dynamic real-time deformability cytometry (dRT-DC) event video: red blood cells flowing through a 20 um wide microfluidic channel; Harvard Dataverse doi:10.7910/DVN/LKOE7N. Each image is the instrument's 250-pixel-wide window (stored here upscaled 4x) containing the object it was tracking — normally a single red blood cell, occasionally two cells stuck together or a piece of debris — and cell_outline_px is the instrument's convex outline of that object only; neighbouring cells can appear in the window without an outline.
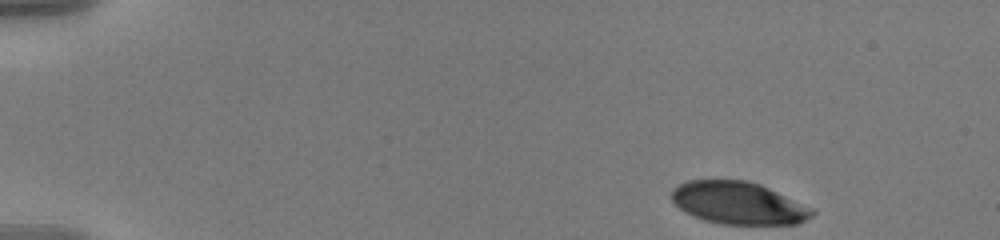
{"species": "human", "species_latin": "Homo sapiens", "temperature_condition": "warm", "stored_images_in_passage": 51, "camera_frame_rate_fps": 3000, "um_per_image_px": 0.085, "donor": {"sex": "male"}, "frame": {"image": 1, "passage_image": 1, "time_ms": 0.0, "image_size_px": [1000, 240], "cell_outline_px": [[816, 212], [812, 216], [800, 224], [724, 224], [704, 220], [692, 216], [684, 212], [672, 200], [672, 188], [688, 180], [744, 180], [760, 184], [812, 208]], "centroid_in_image_um": [62.76, 17.26], "position_along_channel_um": 22.2, "area_um2": 34.62}}
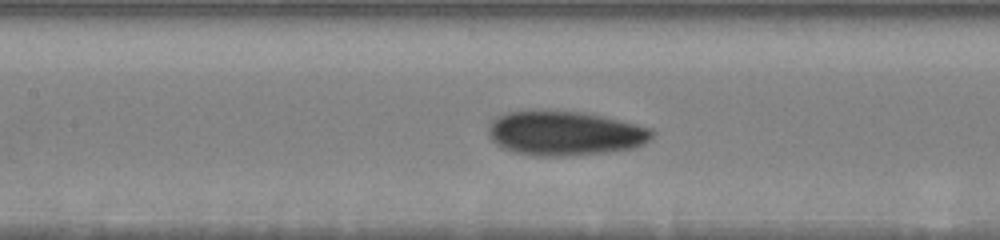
{"frame": {"image": 2, "passage_image": 22, "time_ms": 7.0, "image_size_px": [1000, 240], "cell_outline_px": [[652, 136], [644, 144], [632, 148], [604, 152], [568, 156], [532, 156], [512, 152], [500, 148], [488, 136], [488, 124], [496, 116], [508, 112], [592, 112], [652, 128]], "centroid_in_image_um": [47.99, 11.34], "position_along_channel_um": 159.4, "area_um2": 42.48}}
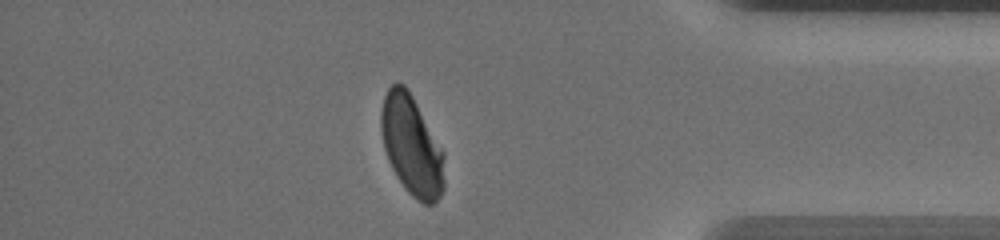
{"frame": {"image": 3, "passage_image": 44, "time_ms": 14.333, "image_size_px": [1000, 240], "cell_outline_px": [[444, 188], [440, 196], [432, 204], [424, 204], [412, 196], [408, 192], [396, 176], [388, 160], [384, 148], [380, 124], [380, 112], [384, 96], [388, 88], [396, 80], [404, 84], [408, 88], [444, 152]], "centroid_in_image_um": [34.98, 12.34], "position_along_channel_um": 400.2, "area_um2": 36.93}, "authors_computed_cell_mechanics": {"area_um2": 39.4774, "velocity_mm_per_s": 3.5855, "shape_relaxation_time_tau1_ms": 3.6543, "shape_relaxation_time_tau2_ms": 1.1482, "deformation_change_tau1": 0.1499, "deformation_change_tau2": 0.059}}